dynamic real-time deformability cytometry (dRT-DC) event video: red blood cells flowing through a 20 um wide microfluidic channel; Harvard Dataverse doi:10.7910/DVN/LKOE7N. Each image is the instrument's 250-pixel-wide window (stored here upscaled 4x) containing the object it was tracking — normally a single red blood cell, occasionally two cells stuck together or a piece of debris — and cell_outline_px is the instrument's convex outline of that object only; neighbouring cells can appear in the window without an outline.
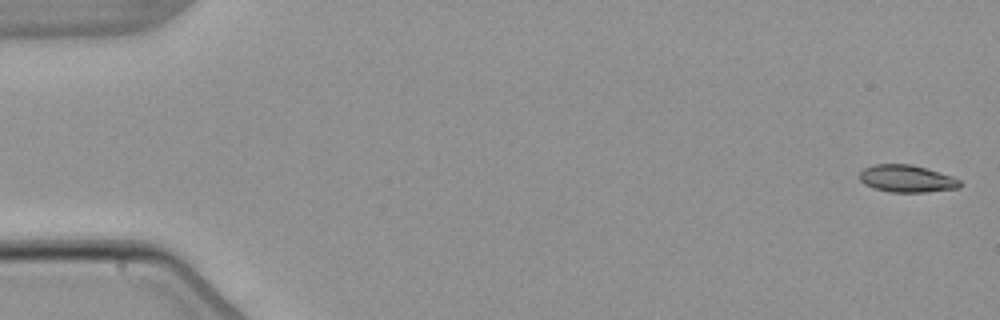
{"species": "common noctule bat (a hibernating species)", "species_latin": "Nyctalus noctula", "temperature_condition": "warm", "stored_images_in_passage": 6, "camera_frame_rate_fps": 3000, "um_per_image_px": 0.085, "animal": {"sex": "male", "body_mass_g": 21.5, "forearm_length_mm": 52.0}, "frame": {"image": 1, "passage_image": 1, "time_ms": 0.0, "image_size_px": [1000, 320], "cell_outline_px": [[964, 184], [960, 188], [924, 192], [888, 192], [864, 184], [860, 180], [860, 172], [864, 168], [872, 164], [912, 164], [952, 176], [960, 180]], "centroid_in_image_um": [77.1, 15.18], "position_along_channel_um": 7.9, "area_um2": 16.01}}
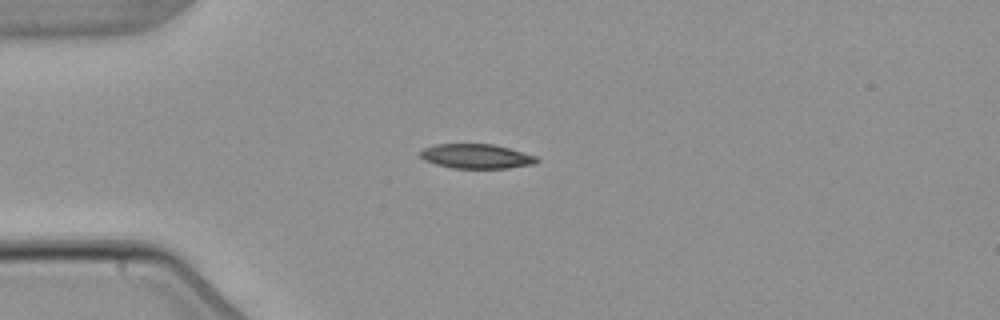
{"frame": {"image": 2, "passage_image": 4, "time_ms": 4.333, "image_size_px": [1000, 320], "cell_outline_px": [[540, 160], [536, 164], [508, 168], [452, 168], [436, 164], [424, 160], [420, 156], [420, 152], [424, 148], [436, 144], [492, 144], [508, 148], [536, 156]], "centroid_in_image_um": [40.5, 13.29], "position_along_channel_um": 44.5, "area_um2": 16.59}}
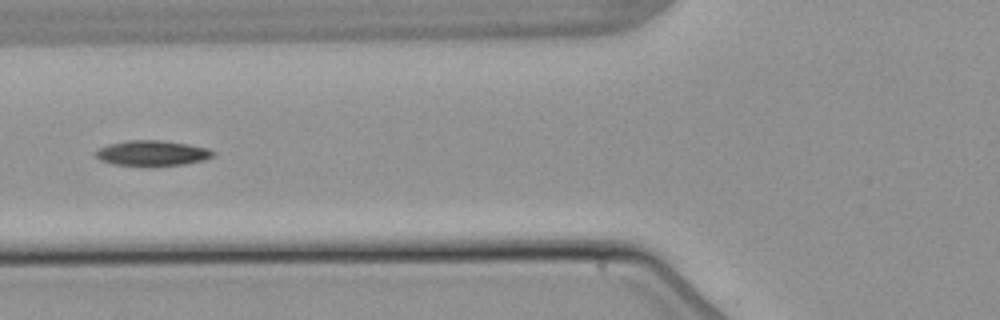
{"frame": {"image": 3, "passage_image": 6, "time_ms": 6.667, "image_size_px": [1000, 320], "cell_outline_px": [[216, 152], [212, 156], [204, 160], [184, 164], [112, 164], [100, 160], [96, 156], [96, 152], [100, 148], [108, 144], [128, 140], [164, 140], [188, 144], [208, 148]], "centroid_in_image_um": [12.96, 12.98], "position_along_channel_um": 112.8, "area_um2": 16.82}}